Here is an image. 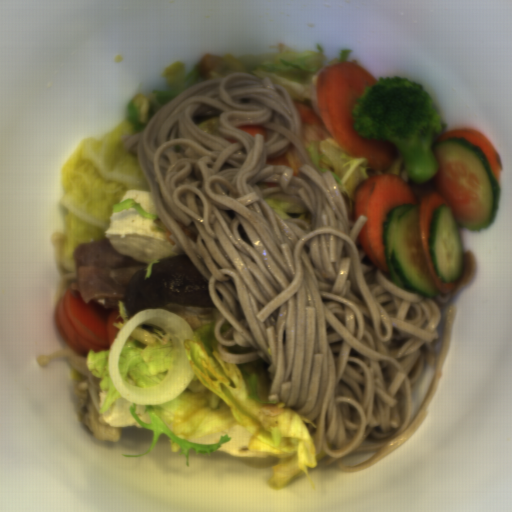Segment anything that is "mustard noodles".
Masks as SVG:
<instances>
[{"instance_id": "1", "label": "mustard noodles", "mask_w": 512, "mask_h": 512, "mask_svg": "<svg viewBox=\"0 0 512 512\" xmlns=\"http://www.w3.org/2000/svg\"><path fill=\"white\" fill-rule=\"evenodd\" d=\"M268 128L262 135L239 130ZM122 148L137 155L155 210L223 318L222 360L271 364L266 398L302 405L316 466L363 471L413 436L444 377L457 305L400 289L356 240L332 173L303 146L297 107L269 78L203 80L157 110ZM296 150L301 174L267 162ZM283 191L294 218L264 200Z\"/></svg>"}]
</instances>
